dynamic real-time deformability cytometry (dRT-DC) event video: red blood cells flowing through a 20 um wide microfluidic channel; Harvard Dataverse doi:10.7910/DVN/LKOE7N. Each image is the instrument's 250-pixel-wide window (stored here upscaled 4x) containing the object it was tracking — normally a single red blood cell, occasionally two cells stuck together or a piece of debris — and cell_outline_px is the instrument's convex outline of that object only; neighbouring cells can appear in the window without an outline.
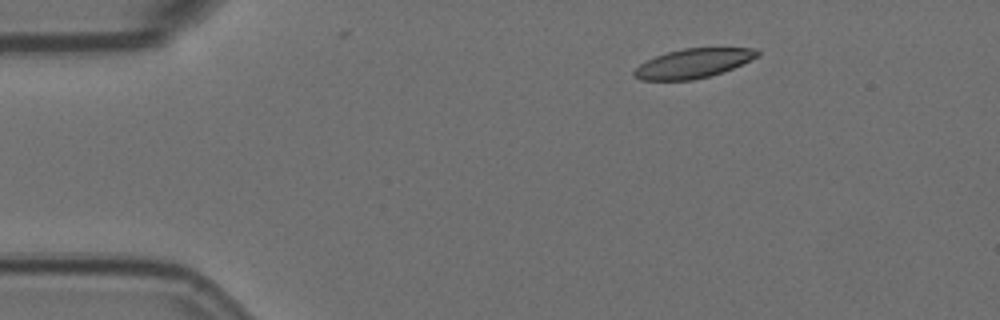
{"species": "Egyptian fruit bat (a non-hibernating species)", "species_latin": "Rousettus aegyptiacus", "temperature_condition": "room temperature", "stored_images_in_passage": 4, "camera_frame_rate_fps": 3000, "um_per_image_px": 0.085, "animal": {"sex": "female"}, "frame": {"image": 1, "passage_image": 1, "time_ms": 0.0, "image_size_px": [1000, 320], "cell_outline_px": [[760, 52], [756, 56], [732, 68], [708, 76], [692, 80], [640, 80], [632, 76], [632, 72], [640, 64], [656, 56], [668, 52], [684, 48], [756, 48]], "centroid_in_image_um": [58.86, 5.39], "position_along_channel_um": 26.1, "area_um2": 20.63}}
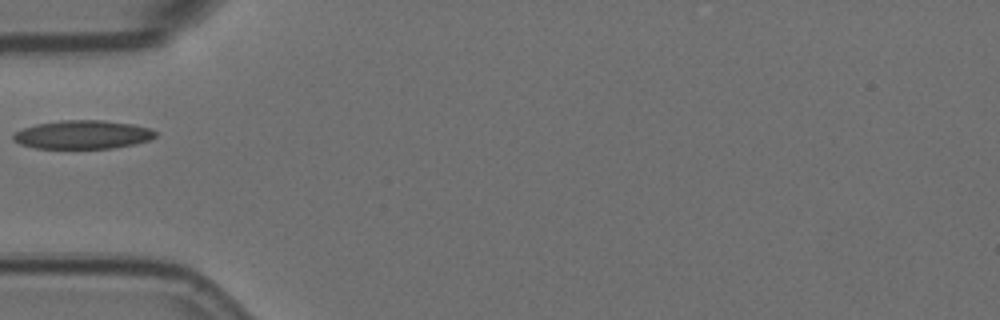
{"frame": {"image": 2, "passage_image": 4, "time_ms": 1.0, "image_size_px": [1000, 320], "cell_outline_px": [[156, 136], [148, 140], [136, 144], [112, 148], [36, 148], [20, 144], [12, 140], [12, 136], [16, 132], [24, 128], [36, 124], [60, 120], [104, 120], [132, 124], [152, 128], [156, 132]], "centroid_in_image_um": [7.04, 11.44], "position_along_channel_um": 78.0, "area_um2": 23.7}}